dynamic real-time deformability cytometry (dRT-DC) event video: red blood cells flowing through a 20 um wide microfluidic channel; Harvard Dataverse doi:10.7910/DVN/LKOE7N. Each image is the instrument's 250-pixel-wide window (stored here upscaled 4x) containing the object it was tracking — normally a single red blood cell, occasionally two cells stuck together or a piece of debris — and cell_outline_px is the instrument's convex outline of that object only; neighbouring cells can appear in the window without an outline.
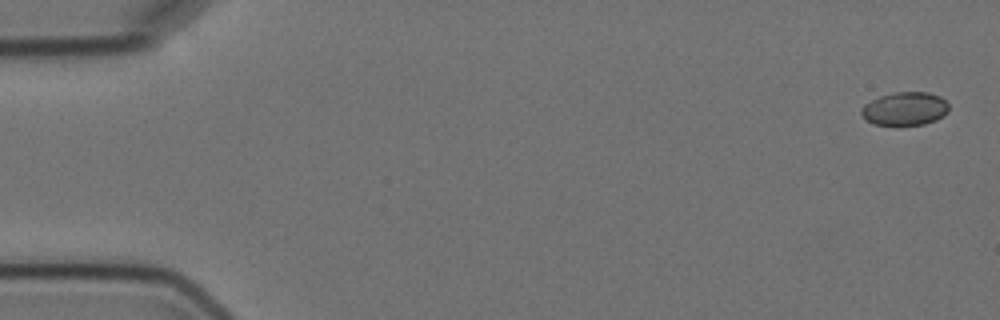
{"species": "Egyptian fruit bat (a non-hibernating species)", "species_latin": "Rousettus aegyptiacus", "temperature_condition": "cold", "stored_images_in_passage": 5, "camera_frame_rate_fps": 3000, "um_per_image_px": 0.085, "animal": {"sex": "female"}, "frame": {"image": 1, "passage_image": 1, "time_ms": 0.0, "image_size_px": [1000, 320], "cell_outline_px": [[948, 112], [944, 116], [936, 120], [924, 124], [872, 124], [860, 116], [860, 108], [864, 104], [880, 96], [896, 92], [928, 92], [940, 96], [948, 104]], "centroid_in_image_um": [76.9, 9.23], "position_along_channel_um": 8.1, "area_um2": 16.99}}
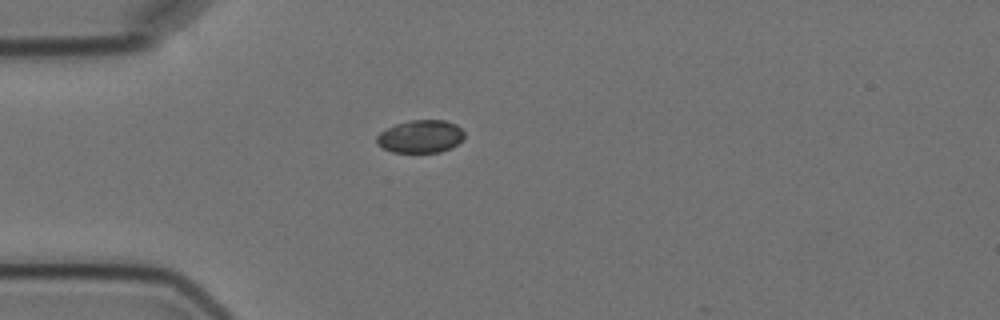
{"frame": {"image": 2, "passage_image": 5, "time_ms": 4.667, "image_size_px": [1000, 320], "cell_outline_px": [[464, 136], [452, 148], [440, 152], [392, 152], [376, 144], [376, 136], [380, 132], [396, 124], [408, 120], [444, 120], [456, 124], [464, 132]], "centroid_in_image_um": [35.73, 11.6], "position_along_channel_um": 49.3, "area_um2": 16.7}}